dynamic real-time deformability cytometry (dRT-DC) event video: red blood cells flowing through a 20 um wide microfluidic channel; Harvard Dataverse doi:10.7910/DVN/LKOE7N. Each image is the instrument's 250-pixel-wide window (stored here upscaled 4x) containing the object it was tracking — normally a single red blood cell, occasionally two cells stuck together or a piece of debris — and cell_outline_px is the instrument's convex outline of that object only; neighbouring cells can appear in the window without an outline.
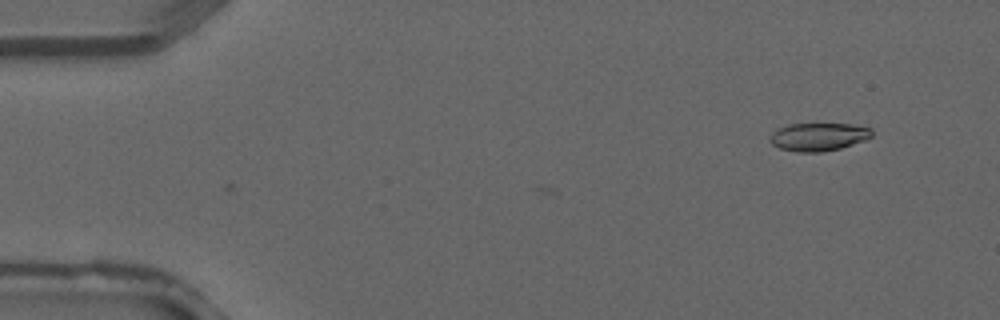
{"species": "common noctule bat (a hibernating species)", "species_latin": "Nyctalus noctula", "temperature_condition": "warm", "stored_images_in_passage": 2, "camera_frame_rate_fps": 3000, "um_per_image_px": 0.085, "animal": {"sex": "male", "forearm_length_mm": 52.5}, "frame": {"image": 1, "passage_image": 2, "time_ms": 0.333, "image_size_px": [1000, 320], "cell_outline_px": [[872, 136], [864, 140], [840, 148], [820, 152], [800, 152], [780, 148], [772, 144], [768, 140], [768, 136], [776, 128], [788, 124], [852, 124], [872, 128]], "centroid_in_image_um": [69.53, 11.62], "position_along_channel_um": 15.5, "area_um2": 16.7}}